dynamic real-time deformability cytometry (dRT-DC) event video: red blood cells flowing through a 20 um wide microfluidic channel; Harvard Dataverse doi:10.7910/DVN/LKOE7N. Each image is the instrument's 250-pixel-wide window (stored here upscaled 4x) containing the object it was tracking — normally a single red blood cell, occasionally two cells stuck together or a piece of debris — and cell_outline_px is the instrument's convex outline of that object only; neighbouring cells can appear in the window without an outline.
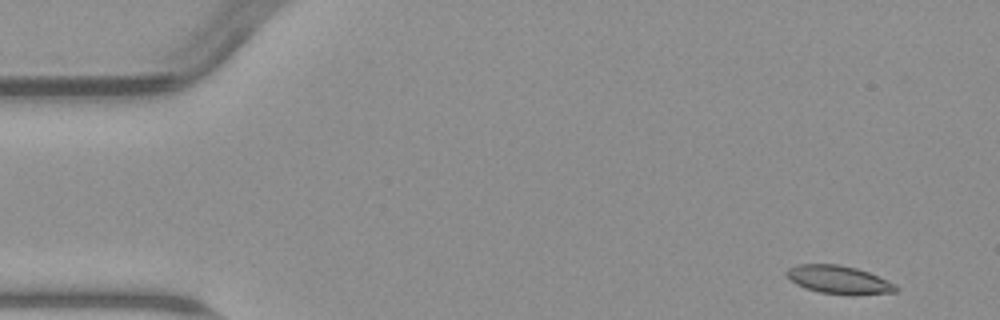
{"species": "common noctule bat (a hibernating species)", "species_latin": "Nyctalus noctula", "temperature_condition": "warm", "stored_images_in_passage": 5, "camera_frame_rate_fps": 3000, "um_per_image_px": 0.085, "animal": {"sex": "male", "body_mass_g": 23.1, "forearm_length_mm": 52.7}, "frame": {"image": 1, "passage_image": 1, "time_ms": 0.0, "image_size_px": [1000, 320], "cell_outline_px": [[900, 288], [896, 292], [820, 292], [804, 288], [796, 284], [784, 272], [788, 268], [796, 264], [840, 264], [856, 268], [868, 272], [896, 284]], "centroid_in_image_um": [71.23, 23.71], "position_along_channel_um": 13.8, "area_um2": 17.11}}